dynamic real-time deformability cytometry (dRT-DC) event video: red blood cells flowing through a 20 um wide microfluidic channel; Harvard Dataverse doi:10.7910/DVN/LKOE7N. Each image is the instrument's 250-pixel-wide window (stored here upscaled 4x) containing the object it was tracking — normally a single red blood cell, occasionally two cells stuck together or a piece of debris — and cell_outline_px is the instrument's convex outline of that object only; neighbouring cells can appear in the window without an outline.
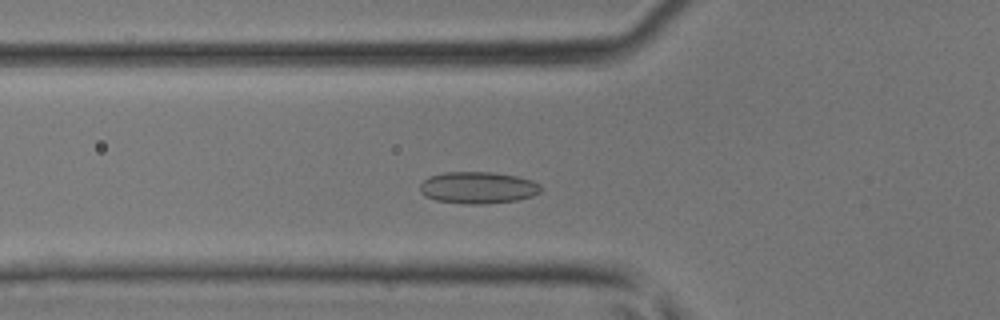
{"species": "common noctule bat (a hibernating species)", "species_latin": "Nyctalus noctula", "temperature_condition": "room temperature", "stored_images_in_passage": 33, "camera_frame_rate_fps": 3000, "um_per_image_px": 0.085, "animal": {"sex": "male", "body_mass_g": 17.9, "forearm_length_mm": 54.2}, "frame": {"image": 1, "passage_image": 3, "time_ms": 0.667, "image_size_px": [1000, 320], "cell_outline_px": [[544, 188], [540, 192], [532, 196], [516, 200], [484, 204], [468, 204], [436, 200], [424, 196], [420, 192], [420, 184], [428, 176], [444, 172], [492, 172], [516, 176], [532, 180], [540, 184]], "centroid_in_image_um": [40.63, 15.94], "position_along_channel_um": 85.2, "area_um2": 22.54}}
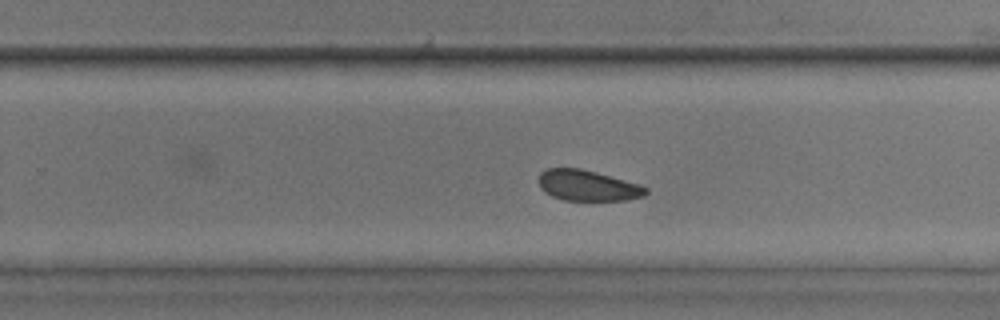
{"frame": {"image": 2, "passage_image": 16, "time_ms": 5.0, "image_size_px": [1000, 320], "cell_outline_px": [[648, 192], [644, 196], [624, 200], [564, 200], [552, 196], [544, 192], [540, 188], [540, 172], [544, 168], [580, 168], [596, 172], [636, 184], [648, 188]], "centroid_in_image_um": [49.91, 15.77], "position_along_channel_um": 279.9, "area_um2": 18.96}}
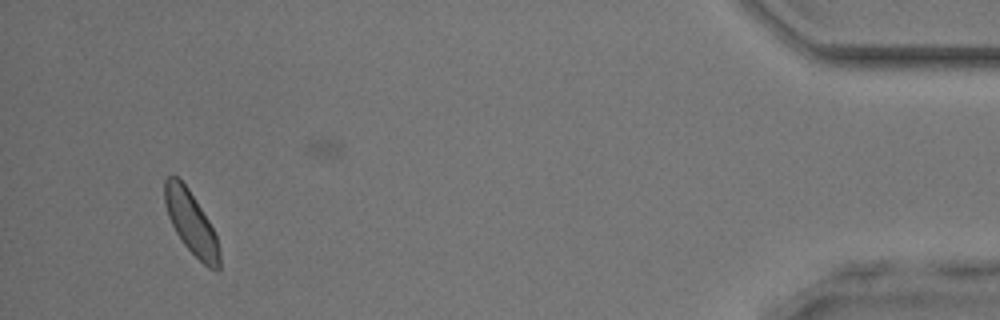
{"frame": {"image": 3, "passage_image": 30, "time_ms": 9.667, "image_size_px": [1000, 320], "cell_outline_px": [[220, 268], [216, 272], [208, 268], [184, 244], [176, 232], [168, 216], [164, 200], [164, 180], [168, 176], [176, 176], [188, 188], [208, 220], [216, 236], [220, 252]], "centroid_in_image_um": [16.25, 18.95], "position_along_channel_um": 419.0, "area_um2": 19.71}}